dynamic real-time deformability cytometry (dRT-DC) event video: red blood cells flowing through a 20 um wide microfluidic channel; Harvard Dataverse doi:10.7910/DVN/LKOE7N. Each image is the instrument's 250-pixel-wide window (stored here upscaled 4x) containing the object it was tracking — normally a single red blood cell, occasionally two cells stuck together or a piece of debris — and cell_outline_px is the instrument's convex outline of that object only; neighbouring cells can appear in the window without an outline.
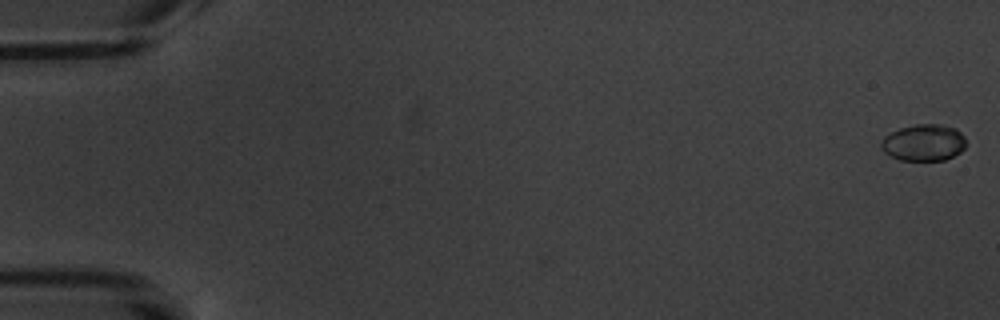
{"species": "common noctule bat (a hibernating species)", "species_latin": "Nyctalus noctula", "temperature_condition": "warm", "stored_images_in_passage": 6, "camera_frame_rate_fps": 3000, "um_per_image_px": 0.085, "animal": {"sex": "male", "body_mass_g": 20.1, "forearm_length_mm": 53.5}, "frame": {"image": 1, "passage_image": 1, "time_ms": 0.0, "image_size_px": [1000, 320], "cell_outline_px": [[964, 148], [960, 152], [944, 160], [900, 160], [884, 152], [880, 148], [880, 140], [884, 136], [900, 128], [916, 124], [940, 124], [956, 128], [964, 136]], "centroid_in_image_um": [78.49, 12.11], "position_along_channel_um": 6.5, "area_um2": 18.09}}
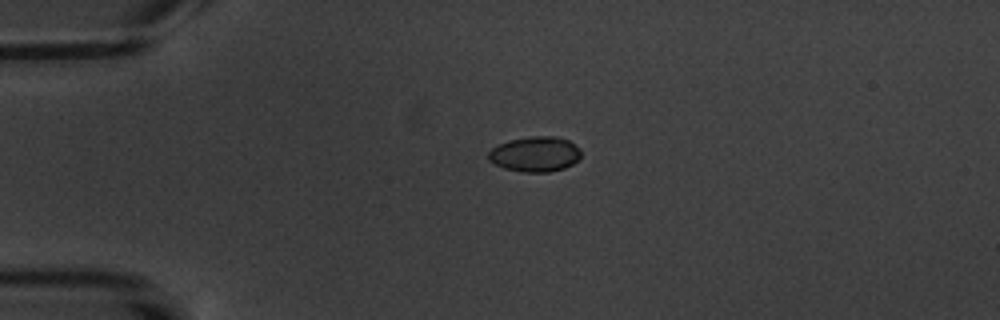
{"frame": {"image": 2, "passage_image": 5, "time_ms": 4.667, "image_size_px": [1000, 320], "cell_outline_px": [[580, 160], [564, 168], [548, 172], [524, 172], [504, 168], [488, 160], [488, 152], [492, 148], [500, 144], [512, 140], [532, 136], [556, 136], [568, 140], [580, 148]], "centroid_in_image_um": [45.51, 13.1], "position_along_channel_um": 39.5, "area_um2": 18.9}}